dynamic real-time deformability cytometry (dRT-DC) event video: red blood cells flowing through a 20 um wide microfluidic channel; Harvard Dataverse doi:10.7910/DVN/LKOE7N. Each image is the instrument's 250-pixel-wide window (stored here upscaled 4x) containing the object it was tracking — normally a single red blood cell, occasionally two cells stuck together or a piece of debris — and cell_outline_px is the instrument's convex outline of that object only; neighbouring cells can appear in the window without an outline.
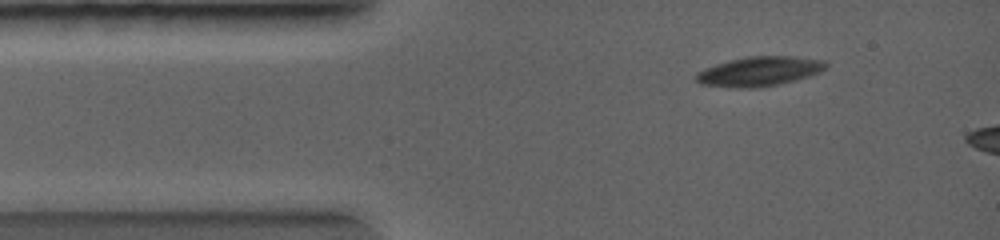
{"species": "common noctule bat (a hibernating species)", "species_latin": "Nyctalus noctula", "temperature_condition": "warm", "stored_images_in_passage": 50, "camera_frame_rate_fps": 5000, "um_per_image_px": 0.085, "animal": {"sex": "female", "body_mass_g": 19.0, "forearm_length_mm": 56.7}, "frame": {"image": 1, "passage_image": 6, "time_ms": 0.8, "image_size_px": [1000, 240], "cell_outline_px": [[828, 64], [820, 72], [808, 76], [760, 88], [736, 88], [700, 84], [696, 80], [696, 72], [704, 68], [728, 60], [748, 56], [792, 56], [824, 60]], "centroid_in_image_um": [64.5, 6.06], "position_along_channel_um": 20.5, "area_um2": 22.25}}
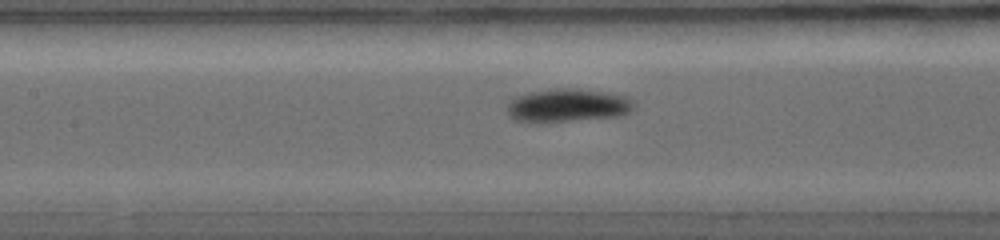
{"frame": {"image": 2, "passage_image": 29, "time_ms": 3.8, "image_size_px": [1000, 240], "cell_outline_px": [[636, 108], [624, 116], [568, 120], [512, 120], [508, 116], [508, 104], [516, 96], [528, 92], [556, 88], [576, 88], [608, 92], [628, 96], [636, 104]], "centroid_in_image_um": [48.35, 8.92], "position_along_channel_um": 159.0, "area_um2": 24.39}}
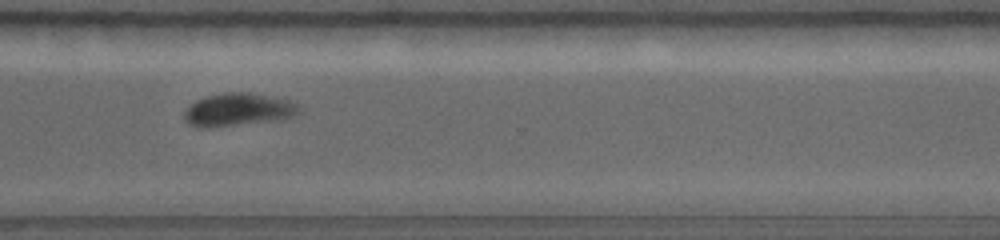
{"frame": {"image": 3, "passage_image": 49, "time_ms": 7.0, "image_size_px": [1000, 240], "cell_outline_px": [[300, 112], [284, 120], [208, 128], [200, 128], [188, 124], [184, 120], [184, 112], [196, 100], [208, 96], [224, 92], [248, 92], [288, 100], [296, 104]], "centroid_in_image_um": [20.22, 9.34], "position_along_channel_um": 350.4, "area_um2": 22.08}}